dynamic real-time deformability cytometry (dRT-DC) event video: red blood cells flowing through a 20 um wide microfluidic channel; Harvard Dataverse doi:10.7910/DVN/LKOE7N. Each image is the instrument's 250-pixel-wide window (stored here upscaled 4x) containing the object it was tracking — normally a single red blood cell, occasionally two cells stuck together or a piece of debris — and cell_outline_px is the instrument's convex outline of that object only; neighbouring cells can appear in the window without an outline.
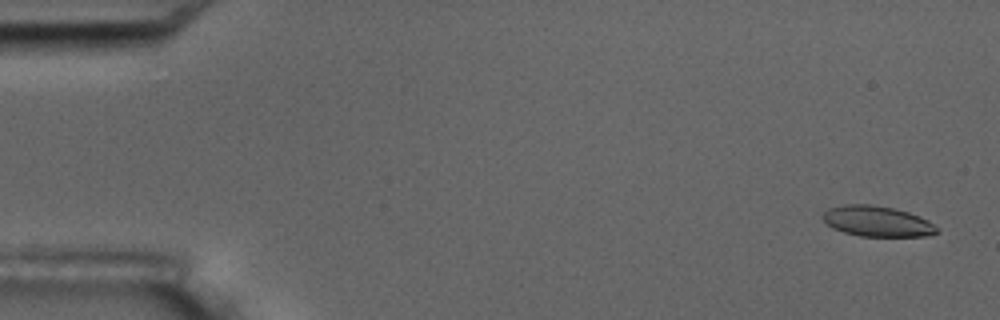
{"species": "common noctule bat (a hibernating species)", "species_latin": "Nyctalus noctula", "temperature_condition": "room temperature", "stored_images_in_passage": 5, "camera_frame_rate_fps": 3000, "um_per_image_px": 0.085, "animal": {"sex": "male", "body_mass_g": 17.5, "forearm_length_mm": 52.3}, "frame": {"image": 1, "passage_image": 1, "time_ms": 0.0, "image_size_px": [1000, 320], "cell_outline_px": [[940, 232], [928, 236], [860, 236], [844, 232], [832, 228], [824, 220], [824, 212], [828, 208], [844, 204], [868, 204], [892, 208], [908, 212], [920, 216], [928, 220]], "centroid_in_image_um": [74.57, 18.81], "position_along_channel_um": 10.4, "area_um2": 20.17}}
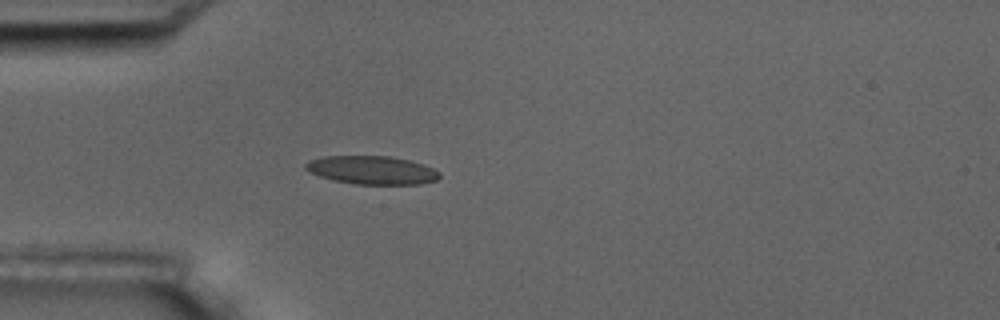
{"frame": {"image": 2, "passage_image": 5, "time_ms": 4.667, "image_size_px": [1000, 320], "cell_outline_px": [[440, 176], [436, 180], [420, 184], [356, 184], [332, 180], [320, 176], [304, 168], [304, 164], [308, 160], [324, 156], [388, 156], [408, 160], [424, 164], [440, 172]], "centroid_in_image_um": [31.6, 14.45], "position_along_channel_um": 53.4, "area_um2": 22.08}}